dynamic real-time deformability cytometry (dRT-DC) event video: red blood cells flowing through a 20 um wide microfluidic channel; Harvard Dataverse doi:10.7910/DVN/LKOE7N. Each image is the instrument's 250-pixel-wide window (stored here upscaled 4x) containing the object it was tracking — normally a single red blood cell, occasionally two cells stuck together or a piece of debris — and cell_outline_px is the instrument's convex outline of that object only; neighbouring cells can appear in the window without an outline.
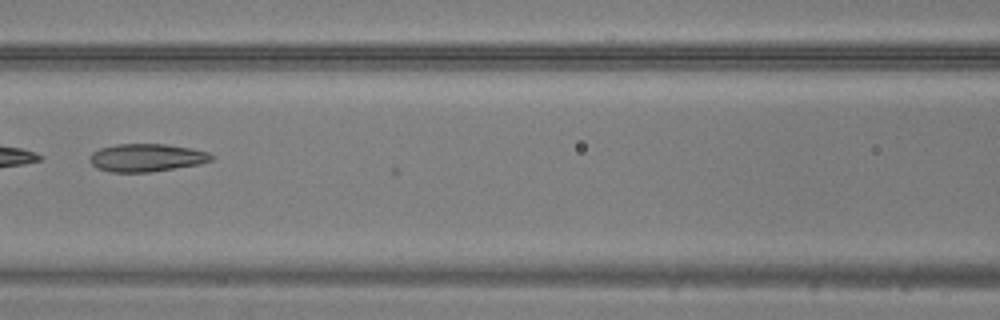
{"species": "common noctule bat (a hibernating species)", "species_latin": "Nyctalus noctula", "temperature_condition": "warm", "stored_images_in_passage": 8, "camera_frame_rate_fps": 3000, "um_per_image_px": 0.085, "animal": {"sex": "male", "body_mass_g": 20.5, "forearm_length_mm": 52.5}, "frame": {"image": 1, "passage_image": 7, "time_ms": 2.0, "image_size_px": [1000, 320], "cell_outline_px": [[216, 156], [212, 160], [200, 164], [152, 172], [112, 172], [96, 168], [88, 160], [92, 152], [100, 148], [116, 144], [164, 144], [192, 148], [208, 152]], "centroid_in_image_um": [12.47, 13.4], "position_along_channel_um": 154.1, "area_um2": 19.94}}